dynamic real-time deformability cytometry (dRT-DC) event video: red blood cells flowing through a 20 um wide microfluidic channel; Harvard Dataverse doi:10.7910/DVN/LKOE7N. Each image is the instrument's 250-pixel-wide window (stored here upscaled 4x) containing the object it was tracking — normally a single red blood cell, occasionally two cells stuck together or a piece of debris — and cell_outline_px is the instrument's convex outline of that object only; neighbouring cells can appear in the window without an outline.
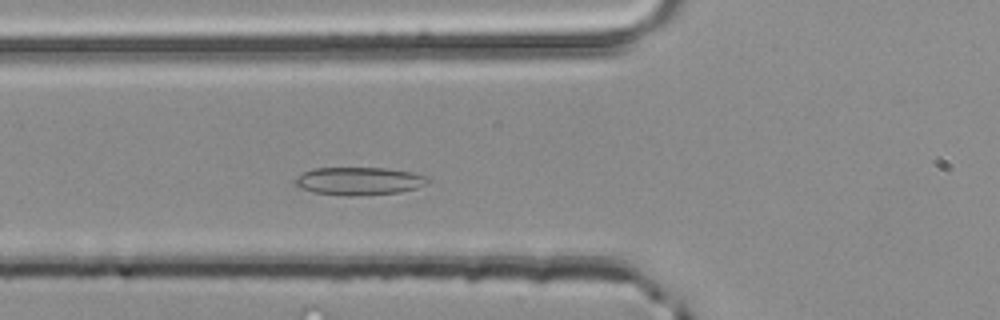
{"species": "common noctule bat (a hibernating species)", "species_latin": "Nyctalus noctula", "temperature_condition": "room temperature", "stored_images_in_passage": 32, "camera_frame_rate_fps": 3000, "um_per_image_px": 0.085, "animal": {"sex": "male", "body_mass_g": 20.4}, "frame": {"image": 1, "passage_image": 7, "time_ms": 2.0, "image_size_px": [1000, 320], "cell_outline_px": [[428, 180], [424, 184], [416, 188], [400, 192], [356, 196], [344, 196], [312, 192], [300, 188], [292, 180], [296, 176], [312, 168], [388, 168], [408, 172], [424, 176]], "centroid_in_image_um": [30.42, 15.4], "position_along_channel_um": 95.4, "area_um2": 21.5}}
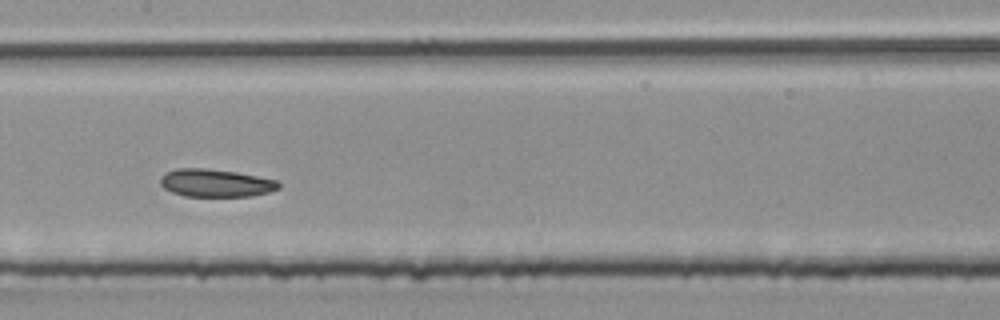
{"frame": {"image": 2, "passage_image": 14, "time_ms": 4.333, "image_size_px": [1000, 320], "cell_outline_px": [[280, 188], [268, 192], [252, 196], [184, 196], [172, 192], [164, 188], [160, 184], [160, 176], [164, 172], [176, 168], [208, 168], [236, 172], [276, 180], [280, 184]], "centroid_in_image_um": [18.29, 15.55], "position_along_channel_um": 189.1, "area_um2": 19.25}}
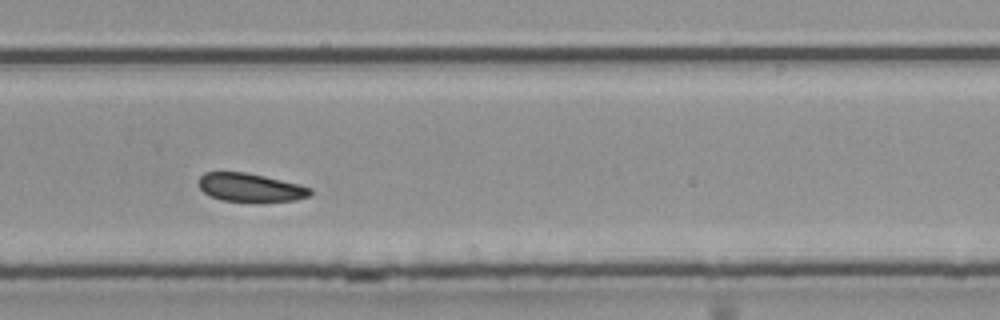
{"frame": {"image": 3, "passage_image": 23, "time_ms": 7.333, "image_size_px": [1000, 320], "cell_outline_px": [[312, 196], [296, 200], [220, 200], [204, 192], [200, 188], [196, 180], [204, 172], [244, 172], [264, 176], [300, 184], [312, 188]], "centroid_in_image_um": [21.28, 15.91], "position_along_channel_um": 308.5, "area_um2": 18.21}, "authors_computed_cell_mechanics": {"area_um2": 19.4786, "velocity_mm_per_s": 3.9925, "shape_relaxation_time_tau1_ms": 3.3125, "shape_relaxation_time_tau2_ms": 9.9346, "deformation_change_tau1": 0.0749, "deformation_change_tau2": 0.1042}}